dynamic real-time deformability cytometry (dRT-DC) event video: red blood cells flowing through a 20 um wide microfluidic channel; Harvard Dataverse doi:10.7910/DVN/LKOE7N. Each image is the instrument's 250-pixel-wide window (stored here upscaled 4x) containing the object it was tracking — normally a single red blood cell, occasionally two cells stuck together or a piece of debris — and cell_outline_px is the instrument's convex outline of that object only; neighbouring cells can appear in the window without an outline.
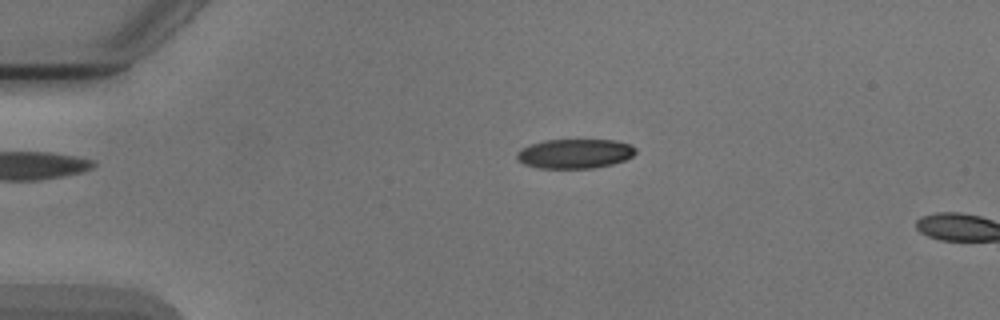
{"species": "Egyptian fruit bat (a non-hibernating species)", "species_latin": "Rousettus aegyptiacus", "temperature_condition": "cold", "stored_images_in_passage": 4, "camera_frame_rate_fps": 3000, "um_per_image_px": 0.085, "animal": {"sex": "male"}, "frame": {"image": 1, "passage_image": 3, "time_ms": 2.333, "image_size_px": [1000, 320], "cell_outline_px": [[636, 152], [632, 156], [624, 160], [612, 164], [596, 168], [536, 168], [524, 164], [516, 160], [516, 152], [520, 148], [544, 140], [616, 140], [632, 144], [636, 148]], "centroid_in_image_um": [48.85, 13.06], "position_along_channel_um": 36.2, "area_um2": 20.63}}